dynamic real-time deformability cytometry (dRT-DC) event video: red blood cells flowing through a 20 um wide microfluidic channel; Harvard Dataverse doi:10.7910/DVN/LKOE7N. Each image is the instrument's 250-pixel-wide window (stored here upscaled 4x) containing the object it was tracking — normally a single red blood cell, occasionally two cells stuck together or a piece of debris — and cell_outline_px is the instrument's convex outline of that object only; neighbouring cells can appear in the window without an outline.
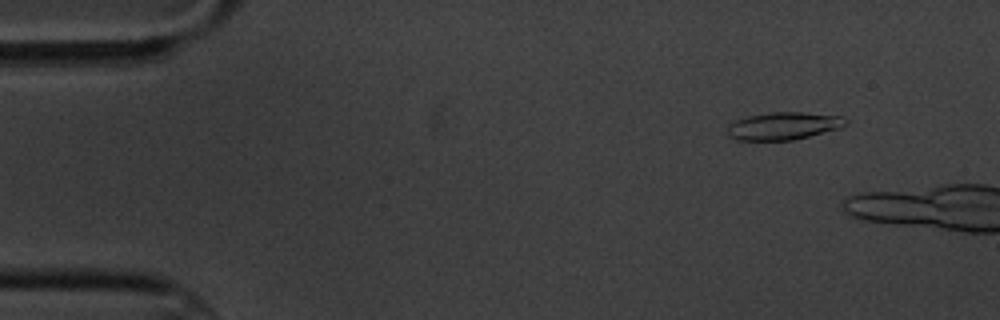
{"species": "common noctule bat (a hibernating species)", "species_latin": "Nyctalus noctula", "temperature_condition": "cold", "stored_images_in_passage": 3, "camera_frame_rate_fps": 3000, "um_per_image_px": 0.085, "animal": {"sex": "male", "body_mass_g": 20.1, "forearm_length_mm": 53.5}, "frame": {"image": 1, "passage_image": 2, "time_ms": 1.333, "image_size_px": [1000, 320], "cell_outline_px": [[848, 120], [840, 128], [792, 140], [736, 140], [728, 136], [728, 124], [736, 120], [748, 116], [772, 112], [800, 112], [844, 116]], "centroid_in_image_um": [66.58, 10.7], "position_along_channel_um": 18.4, "area_um2": 18.9}}